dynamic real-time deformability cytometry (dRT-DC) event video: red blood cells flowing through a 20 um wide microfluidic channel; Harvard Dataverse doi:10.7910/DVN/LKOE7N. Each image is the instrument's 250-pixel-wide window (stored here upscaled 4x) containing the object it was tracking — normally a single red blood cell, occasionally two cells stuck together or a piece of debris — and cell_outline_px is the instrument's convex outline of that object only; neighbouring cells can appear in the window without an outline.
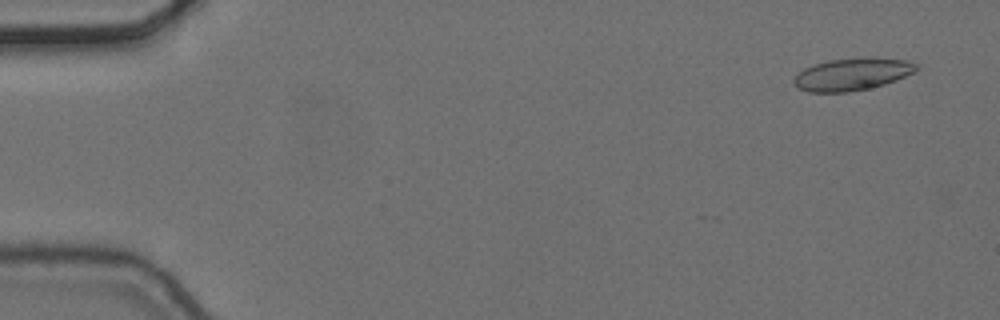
{"species": "common noctule bat (a hibernating species)", "species_latin": "Nyctalus noctula", "temperature_condition": "cold", "stored_images_in_passage": 4, "camera_frame_rate_fps": 3000, "um_per_image_px": 0.085, "animal": {"sex": "female", "body_mass_g": 24.6, "forearm_length_mm": 56.2}, "frame": {"image": 1, "passage_image": 1, "time_ms": 0.0, "image_size_px": [1000, 320], "cell_outline_px": [[920, 68], [916, 72], [896, 80], [884, 84], [868, 88], [848, 92], [808, 92], [796, 88], [792, 80], [804, 68], [812, 64], [828, 60], [872, 56], [904, 60], [920, 64]], "centroid_in_image_um": [72.46, 6.29], "position_along_channel_um": 12.5, "area_um2": 23.47}}
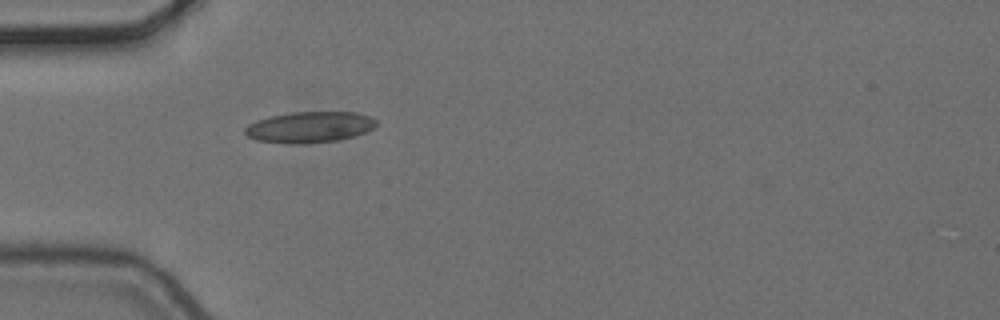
{"frame": {"image": 2, "passage_image": 4, "time_ms": 1.0, "image_size_px": [1000, 320], "cell_outline_px": [[376, 124], [372, 128], [364, 132], [352, 136], [336, 140], [304, 144], [288, 144], [256, 140], [248, 136], [244, 132], [244, 128], [248, 124], [256, 120], [272, 116], [292, 112], [356, 112], [372, 116], [376, 120]], "centroid_in_image_um": [26.29, 10.8], "position_along_channel_um": 58.7, "area_um2": 23.7}}